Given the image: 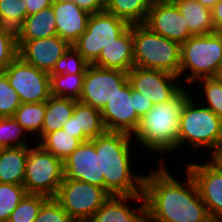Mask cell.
I'll return each mask as SVG.
<instances>
[{
    "label": "cell",
    "mask_w": 222,
    "mask_h": 222,
    "mask_svg": "<svg viewBox=\"0 0 222 222\" xmlns=\"http://www.w3.org/2000/svg\"><path fill=\"white\" fill-rule=\"evenodd\" d=\"M164 160L144 175L146 222H213L188 170L184 169L186 179L179 181Z\"/></svg>",
    "instance_id": "6da1fadb"
},
{
    "label": "cell",
    "mask_w": 222,
    "mask_h": 222,
    "mask_svg": "<svg viewBox=\"0 0 222 222\" xmlns=\"http://www.w3.org/2000/svg\"><path fill=\"white\" fill-rule=\"evenodd\" d=\"M90 141L94 144L96 153L100 154L104 189L110 195H143L144 175L134 172L131 165L132 151L137 145L133 142L132 135L106 131Z\"/></svg>",
    "instance_id": "7a4b0ae2"
},
{
    "label": "cell",
    "mask_w": 222,
    "mask_h": 222,
    "mask_svg": "<svg viewBox=\"0 0 222 222\" xmlns=\"http://www.w3.org/2000/svg\"><path fill=\"white\" fill-rule=\"evenodd\" d=\"M192 89L185 86L168 102L153 105L152 109L140 120L137 130L132 135L139 147L162 157L170 156L177 150L178 131L182 108ZM141 145V146H140ZM160 153V154H159Z\"/></svg>",
    "instance_id": "3957f363"
},
{
    "label": "cell",
    "mask_w": 222,
    "mask_h": 222,
    "mask_svg": "<svg viewBox=\"0 0 222 222\" xmlns=\"http://www.w3.org/2000/svg\"><path fill=\"white\" fill-rule=\"evenodd\" d=\"M194 95L191 93L182 108L177 152L183 151L184 145H189L187 149L196 153L200 149L213 151L222 145V118L197 101Z\"/></svg>",
    "instance_id": "277c9868"
},
{
    "label": "cell",
    "mask_w": 222,
    "mask_h": 222,
    "mask_svg": "<svg viewBox=\"0 0 222 222\" xmlns=\"http://www.w3.org/2000/svg\"><path fill=\"white\" fill-rule=\"evenodd\" d=\"M221 65L222 33L191 36L181 43L179 77L184 86L215 77Z\"/></svg>",
    "instance_id": "5b68a950"
},
{
    "label": "cell",
    "mask_w": 222,
    "mask_h": 222,
    "mask_svg": "<svg viewBox=\"0 0 222 222\" xmlns=\"http://www.w3.org/2000/svg\"><path fill=\"white\" fill-rule=\"evenodd\" d=\"M181 44L152 32L146 25H133L134 67L162 70L179 76Z\"/></svg>",
    "instance_id": "8992f818"
},
{
    "label": "cell",
    "mask_w": 222,
    "mask_h": 222,
    "mask_svg": "<svg viewBox=\"0 0 222 222\" xmlns=\"http://www.w3.org/2000/svg\"><path fill=\"white\" fill-rule=\"evenodd\" d=\"M64 178L63 161L39 144L29 146L23 186L27 193L55 197Z\"/></svg>",
    "instance_id": "52a82bcc"
},
{
    "label": "cell",
    "mask_w": 222,
    "mask_h": 222,
    "mask_svg": "<svg viewBox=\"0 0 222 222\" xmlns=\"http://www.w3.org/2000/svg\"><path fill=\"white\" fill-rule=\"evenodd\" d=\"M110 196L100 186L63 178L54 198L72 221L88 222Z\"/></svg>",
    "instance_id": "ba28073f"
},
{
    "label": "cell",
    "mask_w": 222,
    "mask_h": 222,
    "mask_svg": "<svg viewBox=\"0 0 222 222\" xmlns=\"http://www.w3.org/2000/svg\"><path fill=\"white\" fill-rule=\"evenodd\" d=\"M130 25L107 11L90 14L86 31L72 45L93 64L101 50L116 40Z\"/></svg>",
    "instance_id": "9c48e42d"
},
{
    "label": "cell",
    "mask_w": 222,
    "mask_h": 222,
    "mask_svg": "<svg viewBox=\"0 0 222 222\" xmlns=\"http://www.w3.org/2000/svg\"><path fill=\"white\" fill-rule=\"evenodd\" d=\"M21 103H40L50 96V74L23 61L19 56L3 71Z\"/></svg>",
    "instance_id": "30bf717a"
},
{
    "label": "cell",
    "mask_w": 222,
    "mask_h": 222,
    "mask_svg": "<svg viewBox=\"0 0 222 222\" xmlns=\"http://www.w3.org/2000/svg\"><path fill=\"white\" fill-rule=\"evenodd\" d=\"M127 82V72L89 64L79 101L101 111L107 101H110Z\"/></svg>",
    "instance_id": "8fae6325"
},
{
    "label": "cell",
    "mask_w": 222,
    "mask_h": 222,
    "mask_svg": "<svg viewBox=\"0 0 222 222\" xmlns=\"http://www.w3.org/2000/svg\"><path fill=\"white\" fill-rule=\"evenodd\" d=\"M127 76L132 89L142 93L153 105L170 101L185 87L179 82V76L162 70L133 67Z\"/></svg>",
    "instance_id": "7c38bea8"
},
{
    "label": "cell",
    "mask_w": 222,
    "mask_h": 222,
    "mask_svg": "<svg viewBox=\"0 0 222 222\" xmlns=\"http://www.w3.org/2000/svg\"><path fill=\"white\" fill-rule=\"evenodd\" d=\"M107 131L133 135L141 118L134 109V90L127 82L100 111Z\"/></svg>",
    "instance_id": "4fadbf2b"
},
{
    "label": "cell",
    "mask_w": 222,
    "mask_h": 222,
    "mask_svg": "<svg viewBox=\"0 0 222 222\" xmlns=\"http://www.w3.org/2000/svg\"><path fill=\"white\" fill-rule=\"evenodd\" d=\"M144 25L152 32L180 44L192 36L185 17L173 1L152 2Z\"/></svg>",
    "instance_id": "5bb4252c"
},
{
    "label": "cell",
    "mask_w": 222,
    "mask_h": 222,
    "mask_svg": "<svg viewBox=\"0 0 222 222\" xmlns=\"http://www.w3.org/2000/svg\"><path fill=\"white\" fill-rule=\"evenodd\" d=\"M18 56L39 70L51 73L71 45L58 35L35 40H17Z\"/></svg>",
    "instance_id": "9a60e30c"
},
{
    "label": "cell",
    "mask_w": 222,
    "mask_h": 222,
    "mask_svg": "<svg viewBox=\"0 0 222 222\" xmlns=\"http://www.w3.org/2000/svg\"><path fill=\"white\" fill-rule=\"evenodd\" d=\"M185 169L195 180L212 221L222 222V173L208 161L187 163Z\"/></svg>",
    "instance_id": "2e32d148"
},
{
    "label": "cell",
    "mask_w": 222,
    "mask_h": 222,
    "mask_svg": "<svg viewBox=\"0 0 222 222\" xmlns=\"http://www.w3.org/2000/svg\"><path fill=\"white\" fill-rule=\"evenodd\" d=\"M64 178L80 180L104 188V176L101 175L100 154L94 144L88 140L63 160Z\"/></svg>",
    "instance_id": "e0dca14e"
},
{
    "label": "cell",
    "mask_w": 222,
    "mask_h": 222,
    "mask_svg": "<svg viewBox=\"0 0 222 222\" xmlns=\"http://www.w3.org/2000/svg\"><path fill=\"white\" fill-rule=\"evenodd\" d=\"M88 222H146L144 195H111Z\"/></svg>",
    "instance_id": "ac0fdd59"
},
{
    "label": "cell",
    "mask_w": 222,
    "mask_h": 222,
    "mask_svg": "<svg viewBox=\"0 0 222 222\" xmlns=\"http://www.w3.org/2000/svg\"><path fill=\"white\" fill-rule=\"evenodd\" d=\"M57 35L71 46L86 31L90 13L70 0H53Z\"/></svg>",
    "instance_id": "d6986e66"
},
{
    "label": "cell",
    "mask_w": 222,
    "mask_h": 222,
    "mask_svg": "<svg viewBox=\"0 0 222 222\" xmlns=\"http://www.w3.org/2000/svg\"><path fill=\"white\" fill-rule=\"evenodd\" d=\"M93 65L128 73L134 67L133 25H130L110 45L105 46Z\"/></svg>",
    "instance_id": "ffe728a7"
},
{
    "label": "cell",
    "mask_w": 222,
    "mask_h": 222,
    "mask_svg": "<svg viewBox=\"0 0 222 222\" xmlns=\"http://www.w3.org/2000/svg\"><path fill=\"white\" fill-rule=\"evenodd\" d=\"M56 35V21L52 6L27 16L16 30L17 40H35Z\"/></svg>",
    "instance_id": "44dd1931"
},
{
    "label": "cell",
    "mask_w": 222,
    "mask_h": 222,
    "mask_svg": "<svg viewBox=\"0 0 222 222\" xmlns=\"http://www.w3.org/2000/svg\"><path fill=\"white\" fill-rule=\"evenodd\" d=\"M180 13L185 17L192 36L215 33L212 21V9L196 0H174Z\"/></svg>",
    "instance_id": "7402d4cb"
},
{
    "label": "cell",
    "mask_w": 222,
    "mask_h": 222,
    "mask_svg": "<svg viewBox=\"0 0 222 222\" xmlns=\"http://www.w3.org/2000/svg\"><path fill=\"white\" fill-rule=\"evenodd\" d=\"M29 146L0 149V183L23 185Z\"/></svg>",
    "instance_id": "603a6c76"
},
{
    "label": "cell",
    "mask_w": 222,
    "mask_h": 222,
    "mask_svg": "<svg viewBox=\"0 0 222 222\" xmlns=\"http://www.w3.org/2000/svg\"><path fill=\"white\" fill-rule=\"evenodd\" d=\"M77 101L69 98L50 96L46 101L44 123L41 133L35 138L37 144L48 134L63 128L73 115Z\"/></svg>",
    "instance_id": "cb8c5ba5"
},
{
    "label": "cell",
    "mask_w": 222,
    "mask_h": 222,
    "mask_svg": "<svg viewBox=\"0 0 222 222\" xmlns=\"http://www.w3.org/2000/svg\"><path fill=\"white\" fill-rule=\"evenodd\" d=\"M73 115L76 117L77 138L81 142L94 139L107 131L101 112L94 107L77 101Z\"/></svg>",
    "instance_id": "d4e9b609"
},
{
    "label": "cell",
    "mask_w": 222,
    "mask_h": 222,
    "mask_svg": "<svg viewBox=\"0 0 222 222\" xmlns=\"http://www.w3.org/2000/svg\"><path fill=\"white\" fill-rule=\"evenodd\" d=\"M152 2V0H106L105 11L129 25L144 24Z\"/></svg>",
    "instance_id": "484cf974"
},
{
    "label": "cell",
    "mask_w": 222,
    "mask_h": 222,
    "mask_svg": "<svg viewBox=\"0 0 222 222\" xmlns=\"http://www.w3.org/2000/svg\"><path fill=\"white\" fill-rule=\"evenodd\" d=\"M85 73L50 74V93L55 97L69 98L79 101L83 91Z\"/></svg>",
    "instance_id": "4316f807"
},
{
    "label": "cell",
    "mask_w": 222,
    "mask_h": 222,
    "mask_svg": "<svg viewBox=\"0 0 222 222\" xmlns=\"http://www.w3.org/2000/svg\"><path fill=\"white\" fill-rule=\"evenodd\" d=\"M81 141L63 129L48 133L38 144L47 152L62 161L67 158Z\"/></svg>",
    "instance_id": "83f0119b"
},
{
    "label": "cell",
    "mask_w": 222,
    "mask_h": 222,
    "mask_svg": "<svg viewBox=\"0 0 222 222\" xmlns=\"http://www.w3.org/2000/svg\"><path fill=\"white\" fill-rule=\"evenodd\" d=\"M45 110L46 101L40 103H21L16 109L13 118H15L28 133H36V138L42 130Z\"/></svg>",
    "instance_id": "f1b7e54d"
},
{
    "label": "cell",
    "mask_w": 222,
    "mask_h": 222,
    "mask_svg": "<svg viewBox=\"0 0 222 222\" xmlns=\"http://www.w3.org/2000/svg\"><path fill=\"white\" fill-rule=\"evenodd\" d=\"M197 82V91H192L193 92L200 94V92H202V95H198L196 96L197 98L200 97L203 99H198L197 101H201V104H203L204 106L208 107L210 110H212L217 116L222 118V83L219 82L215 77H211V78H201L198 79L194 82V84H196ZM199 83V84H198ZM200 87H199V86ZM200 88V89H198ZM198 90L200 92H198ZM202 96V97H201Z\"/></svg>",
    "instance_id": "f546056e"
},
{
    "label": "cell",
    "mask_w": 222,
    "mask_h": 222,
    "mask_svg": "<svg viewBox=\"0 0 222 222\" xmlns=\"http://www.w3.org/2000/svg\"><path fill=\"white\" fill-rule=\"evenodd\" d=\"M28 133L12 117H0V149L30 146L26 140Z\"/></svg>",
    "instance_id": "4dcf8cb0"
},
{
    "label": "cell",
    "mask_w": 222,
    "mask_h": 222,
    "mask_svg": "<svg viewBox=\"0 0 222 222\" xmlns=\"http://www.w3.org/2000/svg\"><path fill=\"white\" fill-rule=\"evenodd\" d=\"M48 198L42 194L26 193L7 222H34Z\"/></svg>",
    "instance_id": "1f68e13d"
},
{
    "label": "cell",
    "mask_w": 222,
    "mask_h": 222,
    "mask_svg": "<svg viewBox=\"0 0 222 222\" xmlns=\"http://www.w3.org/2000/svg\"><path fill=\"white\" fill-rule=\"evenodd\" d=\"M26 17V0H0L1 25L16 31Z\"/></svg>",
    "instance_id": "d6a6232c"
},
{
    "label": "cell",
    "mask_w": 222,
    "mask_h": 222,
    "mask_svg": "<svg viewBox=\"0 0 222 222\" xmlns=\"http://www.w3.org/2000/svg\"><path fill=\"white\" fill-rule=\"evenodd\" d=\"M23 185L0 183V222H7L26 194Z\"/></svg>",
    "instance_id": "836d02e7"
},
{
    "label": "cell",
    "mask_w": 222,
    "mask_h": 222,
    "mask_svg": "<svg viewBox=\"0 0 222 222\" xmlns=\"http://www.w3.org/2000/svg\"><path fill=\"white\" fill-rule=\"evenodd\" d=\"M18 57L16 31L0 24V72Z\"/></svg>",
    "instance_id": "e575fe53"
},
{
    "label": "cell",
    "mask_w": 222,
    "mask_h": 222,
    "mask_svg": "<svg viewBox=\"0 0 222 222\" xmlns=\"http://www.w3.org/2000/svg\"><path fill=\"white\" fill-rule=\"evenodd\" d=\"M89 63L82 55L71 46L69 50L56 62L53 71L50 74H77L86 73Z\"/></svg>",
    "instance_id": "d590c367"
},
{
    "label": "cell",
    "mask_w": 222,
    "mask_h": 222,
    "mask_svg": "<svg viewBox=\"0 0 222 222\" xmlns=\"http://www.w3.org/2000/svg\"><path fill=\"white\" fill-rule=\"evenodd\" d=\"M20 105L18 93L9 84L7 76L0 72V117H12Z\"/></svg>",
    "instance_id": "8d00e7d4"
},
{
    "label": "cell",
    "mask_w": 222,
    "mask_h": 222,
    "mask_svg": "<svg viewBox=\"0 0 222 222\" xmlns=\"http://www.w3.org/2000/svg\"><path fill=\"white\" fill-rule=\"evenodd\" d=\"M34 222H72V220L60 203L54 197H49L43 203Z\"/></svg>",
    "instance_id": "74e56055"
},
{
    "label": "cell",
    "mask_w": 222,
    "mask_h": 222,
    "mask_svg": "<svg viewBox=\"0 0 222 222\" xmlns=\"http://www.w3.org/2000/svg\"><path fill=\"white\" fill-rule=\"evenodd\" d=\"M153 107V103L142 93L134 90V109L137 115L142 118L146 113H148Z\"/></svg>",
    "instance_id": "f35d334b"
},
{
    "label": "cell",
    "mask_w": 222,
    "mask_h": 222,
    "mask_svg": "<svg viewBox=\"0 0 222 222\" xmlns=\"http://www.w3.org/2000/svg\"><path fill=\"white\" fill-rule=\"evenodd\" d=\"M75 2L80 8L88 11L90 14L105 10L106 0H70Z\"/></svg>",
    "instance_id": "ab89813d"
},
{
    "label": "cell",
    "mask_w": 222,
    "mask_h": 222,
    "mask_svg": "<svg viewBox=\"0 0 222 222\" xmlns=\"http://www.w3.org/2000/svg\"><path fill=\"white\" fill-rule=\"evenodd\" d=\"M53 0H26L27 16L52 6Z\"/></svg>",
    "instance_id": "60d3db41"
},
{
    "label": "cell",
    "mask_w": 222,
    "mask_h": 222,
    "mask_svg": "<svg viewBox=\"0 0 222 222\" xmlns=\"http://www.w3.org/2000/svg\"><path fill=\"white\" fill-rule=\"evenodd\" d=\"M212 21L215 31L222 33V0H219L212 8Z\"/></svg>",
    "instance_id": "b9f144b4"
},
{
    "label": "cell",
    "mask_w": 222,
    "mask_h": 222,
    "mask_svg": "<svg viewBox=\"0 0 222 222\" xmlns=\"http://www.w3.org/2000/svg\"><path fill=\"white\" fill-rule=\"evenodd\" d=\"M210 153L208 157L209 159L204 158L205 160H208V162L215 167L218 171L222 173V145H220L217 149H214L213 151H208Z\"/></svg>",
    "instance_id": "7bdbcfd3"
},
{
    "label": "cell",
    "mask_w": 222,
    "mask_h": 222,
    "mask_svg": "<svg viewBox=\"0 0 222 222\" xmlns=\"http://www.w3.org/2000/svg\"><path fill=\"white\" fill-rule=\"evenodd\" d=\"M64 131L69 134H73V137L77 138V125H76V117L72 115L69 120L63 125L62 128Z\"/></svg>",
    "instance_id": "ee69618b"
},
{
    "label": "cell",
    "mask_w": 222,
    "mask_h": 222,
    "mask_svg": "<svg viewBox=\"0 0 222 222\" xmlns=\"http://www.w3.org/2000/svg\"><path fill=\"white\" fill-rule=\"evenodd\" d=\"M199 3H201L203 6L208 7L212 9L214 5L219 1V0H196Z\"/></svg>",
    "instance_id": "f6af8a7d"
},
{
    "label": "cell",
    "mask_w": 222,
    "mask_h": 222,
    "mask_svg": "<svg viewBox=\"0 0 222 222\" xmlns=\"http://www.w3.org/2000/svg\"><path fill=\"white\" fill-rule=\"evenodd\" d=\"M215 78L222 83V65L220 66Z\"/></svg>",
    "instance_id": "bcb514c9"
},
{
    "label": "cell",
    "mask_w": 222,
    "mask_h": 222,
    "mask_svg": "<svg viewBox=\"0 0 222 222\" xmlns=\"http://www.w3.org/2000/svg\"><path fill=\"white\" fill-rule=\"evenodd\" d=\"M153 2H157V1H174V0H152Z\"/></svg>",
    "instance_id": "7dc6e473"
}]
</instances>
